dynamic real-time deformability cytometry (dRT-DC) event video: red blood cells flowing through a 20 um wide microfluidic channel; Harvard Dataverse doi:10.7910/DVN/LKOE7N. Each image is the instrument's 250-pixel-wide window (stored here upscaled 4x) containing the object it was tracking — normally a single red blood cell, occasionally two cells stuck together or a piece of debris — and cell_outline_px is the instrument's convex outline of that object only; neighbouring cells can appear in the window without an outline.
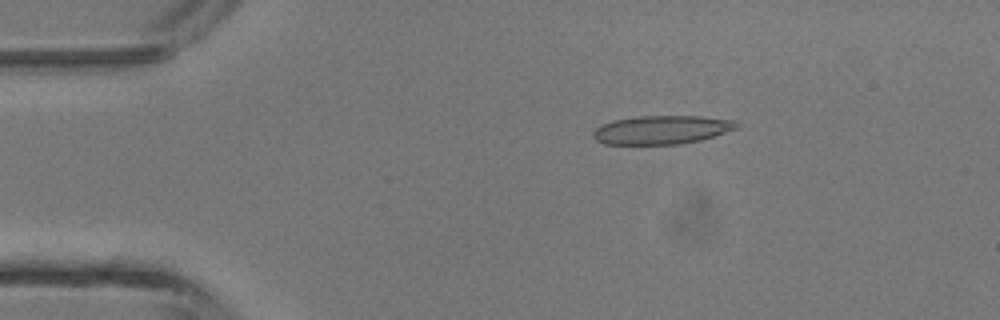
{"species": "common noctule bat (a hibernating species)", "species_latin": "Nyctalus noctula", "temperature_condition": "room temperature", "stored_images_in_passage": 3, "camera_frame_rate_fps": 3000, "um_per_image_px": 0.085, "animal": {"sex": "male", "body_mass_g": 13.3}, "frame": {"image": 1, "passage_image": 1, "time_ms": 0.0, "image_size_px": [1000, 320], "cell_outline_px": [[740, 124], [736, 128], [700, 140], [680, 144], [604, 144], [596, 140], [592, 136], [592, 132], [600, 124], [612, 120], [636, 116], [700, 116], [736, 120]], "centroid_in_image_um": [56.2, 11.02], "position_along_channel_um": 28.8, "area_um2": 23.99}}
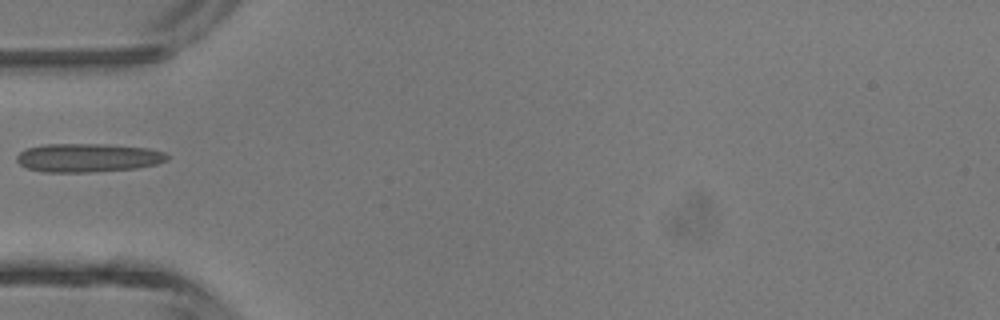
{"frame": {"image": 2, "passage_image": 3, "time_ms": 2.333, "image_size_px": [1000, 320], "cell_outline_px": [[168, 160], [156, 164], [136, 168], [88, 172], [44, 172], [28, 168], [20, 164], [16, 160], [16, 156], [24, 148], [44, 144], [104, 144], [148, 148], [164, 152], [168, 156]], "centroid_in_image_um": [7.44, 13.4], "position_along_channel_um": 77.6, "area_um2": 25.09}}